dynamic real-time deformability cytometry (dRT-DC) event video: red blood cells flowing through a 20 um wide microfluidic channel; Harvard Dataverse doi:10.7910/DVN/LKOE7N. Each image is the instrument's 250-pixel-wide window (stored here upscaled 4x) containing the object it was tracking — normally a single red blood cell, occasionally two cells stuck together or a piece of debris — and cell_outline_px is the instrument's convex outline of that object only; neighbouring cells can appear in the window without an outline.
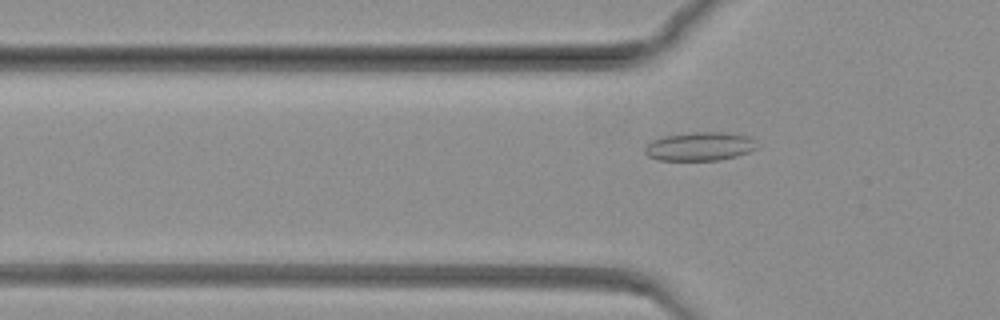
{"species": "common noctule bat (a hibernating species)", "species_latin": "Nyctalus noctula", "temperature_condition": "warm", "stored_images_in_passage": 66, "camera_frame_rate_fps": 3000, "um_per_image_px": 0.085, "animal": {"sex": "female", "body_mass_g": 19.3, "forearm_length_mm": 54.1}, "frame": {"image": 1, "passage_image": 10, "time_ms": 3.0, "image_size_px": [1000, 320], "cell_outline_px": [[756, 148], [748, 152], [736, 156], [720, 160], [660, 160], [648, 156], [644, 152], [644, 148], [652, 140], [664, 136], [692, 132], [724, 132], [748, 136], [752, 140]], "centroid_in_image_um": [59.44, 12.44], "position_along_channel_um": 66.4, "area_um2": 18.5}}
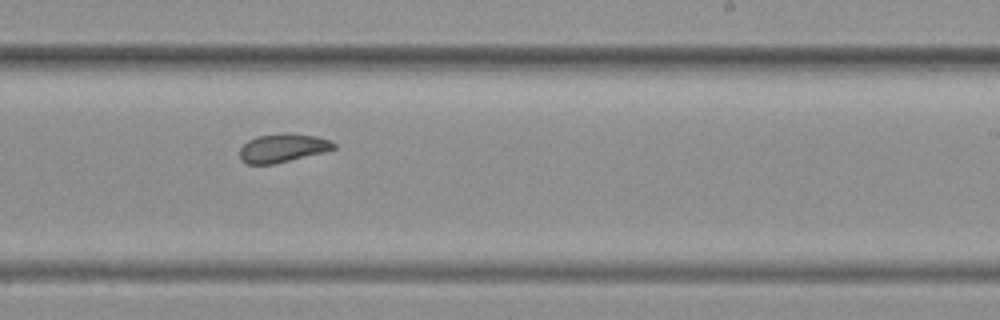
{"frame": {"image": 2, "passage_image": 34, "time_ms": 11.0, "image_size_px": [1000, 320], "cell_outline_px": [[336, 148], [272, 164], [248, 164], [240, 160], [240, 148], [248, 140], [256, 136], [284, 132], [316, 136], [328, 140], [336, 144]], "centroid_in_image_um": [23.97, 12.56], "position_along_channel_um": 265.0, "area_um2": 15.37}}
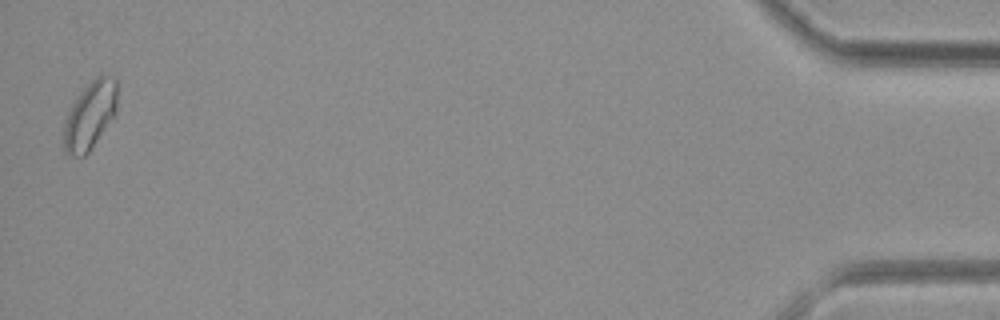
{"frame": {"image": 3, "passage_image": 65, "time_ms": 21.333, "image_size_px": [1000, 320], "cell_outline_px": [[120, 84], [116, 112], [88, 152], [84, 156], [68, 156], [64, 152], [64, 124], [68, 112], [72, 104], [80, 92], [100, 72], [116, 76], [120, 80]], "centroid_in_image_um": [7.71, 9.7], "position_along_channel_um": 427.5, "area_um2": 21.62}}